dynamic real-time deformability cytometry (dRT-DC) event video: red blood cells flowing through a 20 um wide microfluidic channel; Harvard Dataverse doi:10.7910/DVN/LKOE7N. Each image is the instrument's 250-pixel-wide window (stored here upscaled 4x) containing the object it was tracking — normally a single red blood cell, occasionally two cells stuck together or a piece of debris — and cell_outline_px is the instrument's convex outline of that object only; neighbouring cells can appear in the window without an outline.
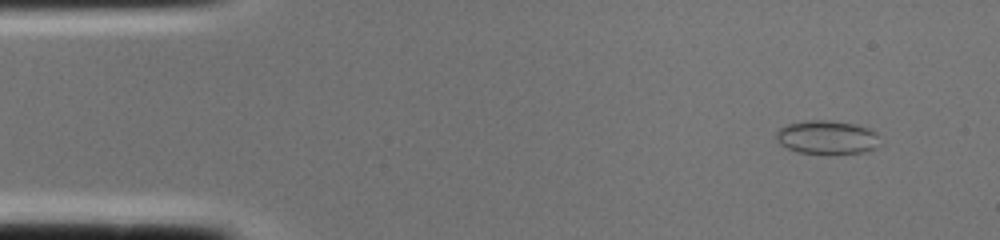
{"species": "common noctule bat (a hibernating species)", "species_latin": "Nyctalus noctula", "temperature_condition": "cold", "stored_images_in_passage": 2, "camera_frame_rate_fps": 3000, "um_per_image_px": 0.085, "animal": {"sex": "female", "body_mass_g": 22.0, "forearm_length_mm": 56.7}, "frame": {"image": 1, "passage_image": 2, "time_ms": 0.333, "image_size_px": [1000, 240], "cell_outline_px": [[880, 136], [876, 148], [868, 152], [836, 156], [796, 152], [780, 144], [776, 140], [776, 132], [780, 128], [788, 124], [808, 120], [832, 120], [856, 124], [868, 128], [876, 132]], "centroid_in_image_um": [70.33, 11.71], "position_along_channel_um": 14.7, "area_um2": 21.15}}